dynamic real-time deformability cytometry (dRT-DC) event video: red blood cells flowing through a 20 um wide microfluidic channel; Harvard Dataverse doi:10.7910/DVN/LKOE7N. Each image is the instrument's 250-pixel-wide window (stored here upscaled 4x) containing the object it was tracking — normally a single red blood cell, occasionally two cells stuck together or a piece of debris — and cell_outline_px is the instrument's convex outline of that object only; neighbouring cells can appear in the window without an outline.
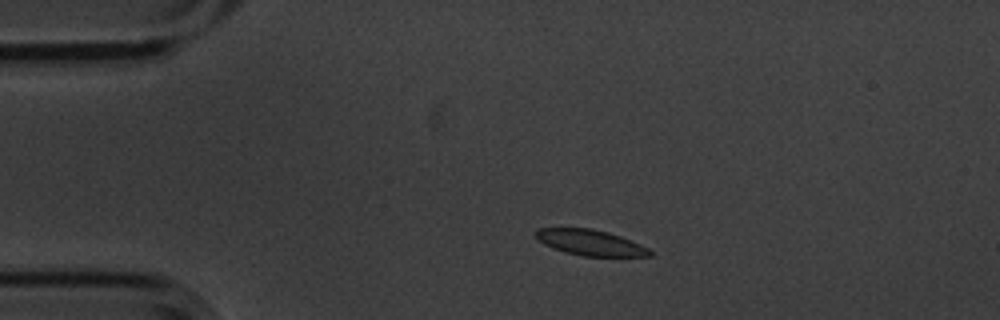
{"species": "common noctule bat (a hibernating species)", "species_latin": "Nyctalus noctula", "temperature_condition": "cold", "stored_images_in_passage": 14, "camera_frame_rate_fps": 3000, "um_per_image_px": 0.085, "animal": {"sex": "male", "body_mass_g": 20.1, "forearm_length_mm": 53.5}, "frame": {"image": 1, "passage_image": 2, "time_ms": 0.333, "image_size_px": [1000, 320], "cell_outline_px": [[652, 256], [584, 256], [564, 252], [552, 248], [544, 244], [536, 236], [536, 228], [592, 228], [608, 232], [620, 236], [640, 244], [648, 248], [652, 252]], "centroid_in_image_um": [50.18, 20.62], "position_along_channel_um": 34.8, "area_um2": 16.99}}
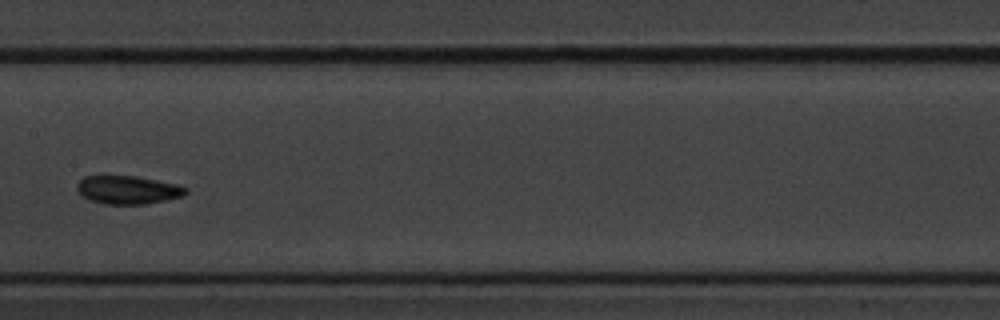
{"frame": {"image": 2, "passage_image": 7, "time_ms": 2.0, "image_size_px": [1000, 320], "cell_outline_px": [[188, 192], [184, 196], [144, 204], [104, 204], [88, 200], [76, 188], [76, 184], [84, 176], [136, 176], [180, 184], [188, 188]], "centroid_in_image_um": [10.9, 16.13], "position_along_channel_um": 196.5, "area_um2": 18.03}}
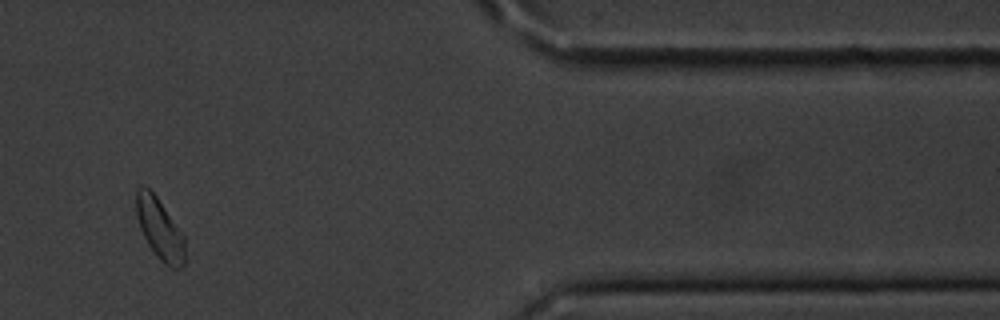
{"frame": {"image": 3, "passage_image": 12, "time_ms": 3.667, "image_size_px": [1000, 320], "cell_outline_px": [[184, 264], [176, 268], [172, 268], [164, 264], [160, 260], [148, 244], [140, 228], [136, 216], [136, 188], [148, 188], [156, 196], [184, 236]], "centroid_in_image_um": [13.56, 19.47], "position_along_channel_um": 397.8, "area_um2": 16.88}}